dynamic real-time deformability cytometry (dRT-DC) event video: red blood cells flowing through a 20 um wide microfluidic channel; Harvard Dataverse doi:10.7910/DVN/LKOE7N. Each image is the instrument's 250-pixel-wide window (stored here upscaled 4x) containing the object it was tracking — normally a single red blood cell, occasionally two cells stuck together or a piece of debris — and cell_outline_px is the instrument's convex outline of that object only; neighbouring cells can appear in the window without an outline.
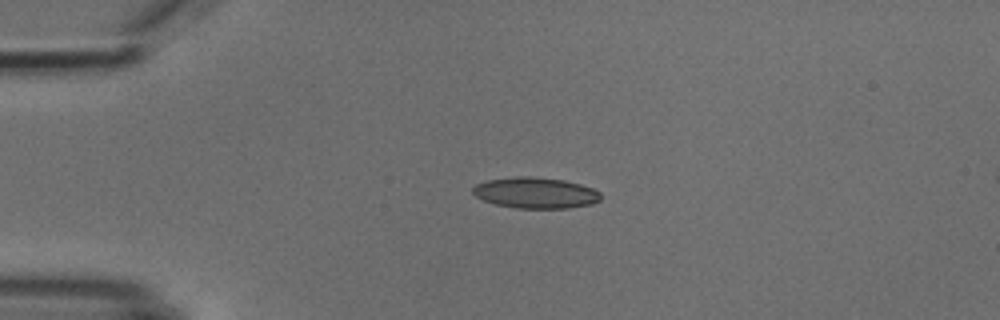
{"species": "common noctule bat (a hibernating species)", "species_latin": "Nyctalus noctula", "temperature_condition": "cold", "stored_images_in_passage": 3, "camera_frame_rate_fps": 3000, "um_per_image_px": 0.085, "animal": {"sex": "male", "body_mass_g": 18.8}, "frame": {"image": 1, "passage_image": 1, "time_ms": 0.0, "image_size_px": [1000, 320], "cell_outline_px": [[600, 200], [592, 204], [568, 208], [516, 208], [496, 204], [484, 200], [476, 196], [472, 192], [472, 188], [476, 184], [488, 180], [516, 176], [532, 176], [564, 180], [580, 184], [592, 188], [600, 192]], "centroid_in_image_um": [45.52, 16.39], "position_along_channel_um": 39.5, "area_um2": 23.06}}